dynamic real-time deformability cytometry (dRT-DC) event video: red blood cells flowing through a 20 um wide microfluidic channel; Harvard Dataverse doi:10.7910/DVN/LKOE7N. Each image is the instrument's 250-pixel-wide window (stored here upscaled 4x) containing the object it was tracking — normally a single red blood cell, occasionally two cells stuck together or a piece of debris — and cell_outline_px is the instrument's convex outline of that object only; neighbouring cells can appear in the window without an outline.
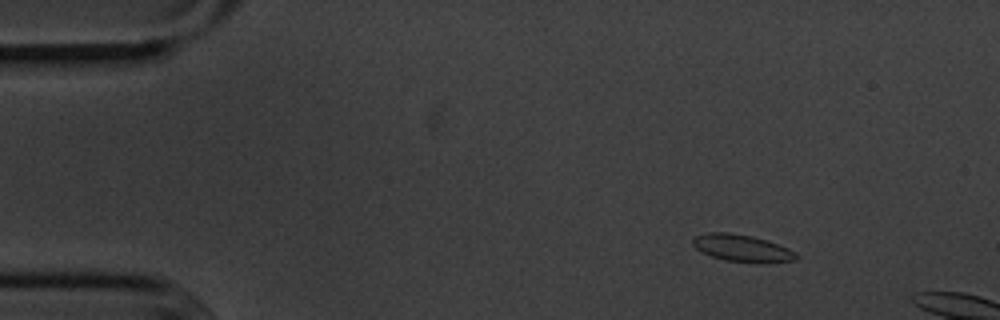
{"species": "common noctule bat (a hibernating species)", "species_latin": "Nyctalus noctula", "temperature_condition": "cold", "stored_images_in_passage": 8, "camera_frame_rate_fps": 3000, "um_per_image_px": 0.085, "animal": {"sex": "male", "body_mass_g": 20.1, "forearm_length_mm": 53.5}, "frame": {"image": 1, "passage_image": 1, "time_ms": 0.0, "image_size_px": [1000, 320], "cell_outline_px": [[800, 256], [796, 260], [756, 264], [724, 260], [700, 252], [692, 244], [692, 240], [696, 236], [708, 232], [728, 232], [752, 236], [788, 248], [796, 252]], "centroid_in_image_um": [63.08, 21.11], "position_along_channel_um": 21.9, "area_um2": 16.47}}